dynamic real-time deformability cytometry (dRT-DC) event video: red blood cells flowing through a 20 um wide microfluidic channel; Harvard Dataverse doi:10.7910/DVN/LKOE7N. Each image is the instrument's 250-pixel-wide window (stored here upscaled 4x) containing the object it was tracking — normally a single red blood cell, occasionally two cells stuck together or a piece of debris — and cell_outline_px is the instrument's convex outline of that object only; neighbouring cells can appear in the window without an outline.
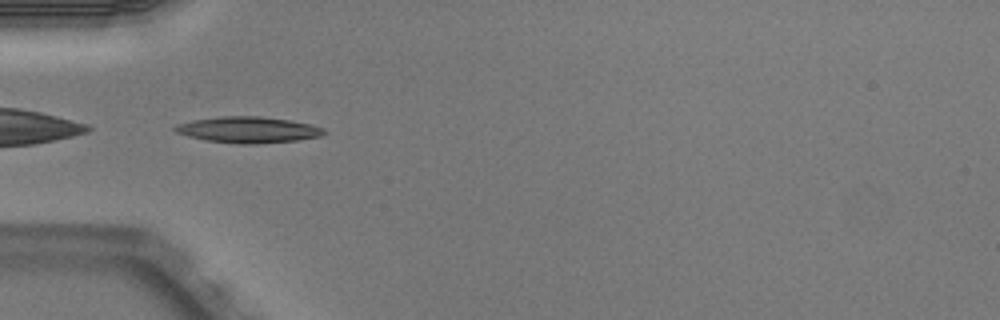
{"species": "Egyptian fruit bat (a non-hibernating species)", "species_latin": "Rousettus aegyptiacus", "temperature_condition": "warm", "stored_images_in_passage": 3, "camera_frame_rate_fps": 3000, "um_per_image_px": 0.085, "animal": {"sex": "male"}, "frame": {"image": 1, "passage_image": 2, "time_ms": 0.333, "image_size_px": [1000, 320], "cell_outline_px": [[328, 132], [320, 136], [296, 140], [256, 144], [240, 144], [208, 140], [188, 136], [176, 132], [172, 128], [176, 124], [196, 120], [220, 116], [260, 116], [288, 120], [308, 124], [324, 128]], "centroid_in_image_um": [21.1, 11.03], "position_along_channel_um": 63.9, "area_um2": 22.43}}